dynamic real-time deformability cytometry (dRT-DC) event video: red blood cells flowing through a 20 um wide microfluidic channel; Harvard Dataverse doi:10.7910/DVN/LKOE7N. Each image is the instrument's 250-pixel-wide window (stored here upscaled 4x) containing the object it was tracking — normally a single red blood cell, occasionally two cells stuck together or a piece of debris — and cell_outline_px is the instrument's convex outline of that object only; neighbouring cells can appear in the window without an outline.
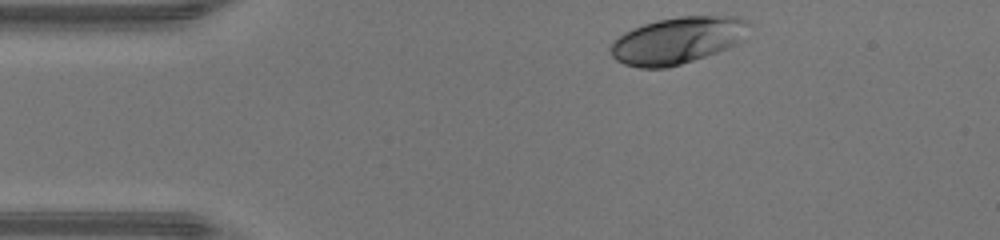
{"species": "human", "species_latin": "Homo sapiens", "temperature_condition": "warm", "stored_images_in_passage": 33, "camera_frame_rate_fps": 3000, "um_per_image_px": 0.085, "donor": {"sex": "male"}, "frame": {"image": 1, "passage_image": 1, "time_ms": 0.0, "image_size_px": [1000, 240], "cell_outline_px": [[752, 24], [744, 40], [728, 48], [668, 68], [640, 68], [624, 64], [616, 60], [612, 56], [608, 48], [612, 40], [624, 32], [632, 28], [656, 20], [680, 16], [736, 16], [748, 20]], "centroid_in_image_um": [57.59, 3.42], "position_along_channel_um": 27.4, "area_um2": 38.15}}
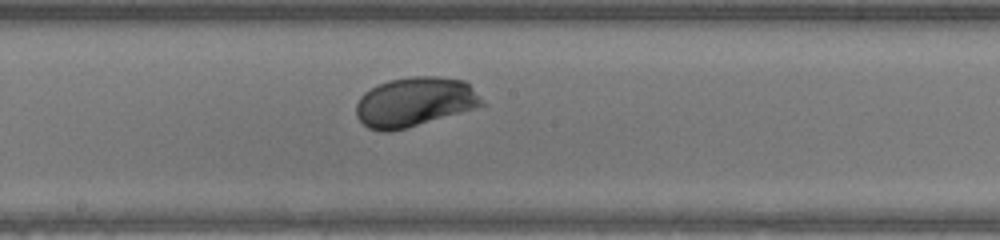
{"frame": {"image": 2, "passage_image": 18, "time_ms": 5.667, "image_size_px": [1000, 240], "cell_outline_px": [[488, 104], [476, 108], [408, 128], [388, 132], [380, 132], [368, 128], [356, 116], [356, 104], [360, 96], [364, 92], [376, 84], [388, 80], [412, 76], [436, 76], [464, 80]], "centroid_in_image_um": [35.24, 8.67], "position_along_channel_um": 213.0, "area_um2": 36.65}}
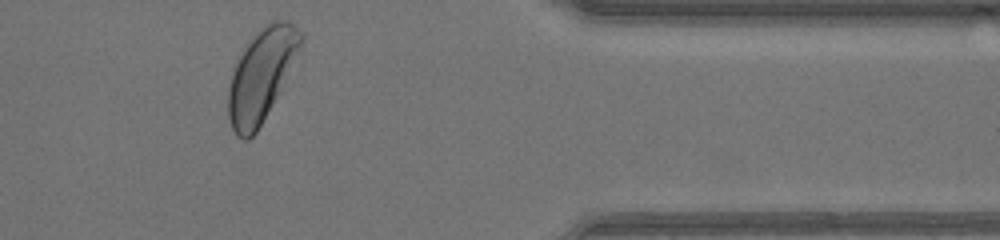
{"frame": {"image": 3, "passage_image": 32, "time_ms": 10.333, "image_size_px": [1000, 240], "cell_outline_px": [[304, 40], [280, 92], [256, 132], [248, 140], [244, 140], [236, 136], [232, 128], [228, 116], [228, 88], [232, 68], [244, 44], [268, 20], [288, 20], [304, 32]], "centroid_in_image_um": [22.21, 6.33], "position_along_channel_um": 389.2, "area_um2": 39.54}, "authors_computed_cell_mechanics": {"area_um2": 35.836, "velocity_mm_per_s": 4.3009, "shape_relaxation_time_tau1_ms": 1.681, "shape_relaxation_time_tau2_ms": null, "deformation_change_tau1": 0.1243, "deformation_change_tau2": null}}